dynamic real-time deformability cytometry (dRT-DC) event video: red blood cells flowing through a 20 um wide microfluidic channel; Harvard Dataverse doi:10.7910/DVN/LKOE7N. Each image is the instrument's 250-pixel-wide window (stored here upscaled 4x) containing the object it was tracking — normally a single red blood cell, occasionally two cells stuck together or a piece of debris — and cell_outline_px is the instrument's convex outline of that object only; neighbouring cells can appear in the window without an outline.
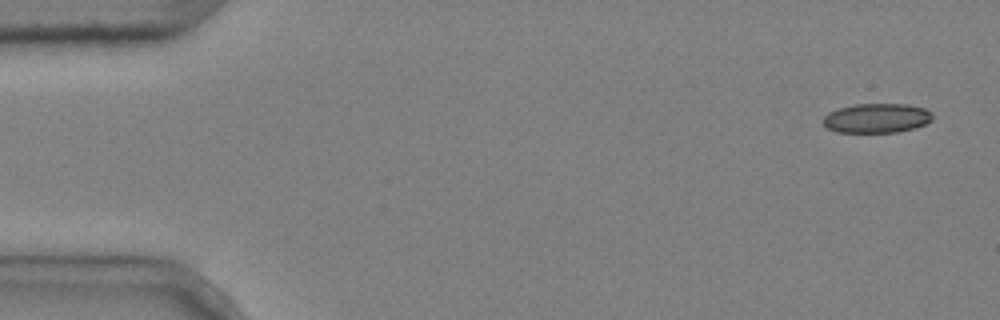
{"species": "common noctule bat (a hibernating species)", "species_latin": "Nyctalus noctula", "temperature_condition": "cold", "stored_images_in_passage": 3, "camera_frame_rate_fps": 3000, "um_per_image_px": 0.085, "animal": {"sex": "male", "body_mass_g": 20.4}, "frame": {"image": 1, "passage_image": 1, "time_ms": 0.0, "image_size_px": [1000, 320], "cell_outline_px": [[932, 120], [916, 128], [896, 132], [836, 132], [828, 128], [824, 124], [824, 116], [828, 112], [840, 108], [856, 104], [908, 104], [924, 108], [932, 112]], "centroid_in_image_um": [74.54, 10.04], "position_along_channel_um": 10.5, "area_um2": 18.73}}